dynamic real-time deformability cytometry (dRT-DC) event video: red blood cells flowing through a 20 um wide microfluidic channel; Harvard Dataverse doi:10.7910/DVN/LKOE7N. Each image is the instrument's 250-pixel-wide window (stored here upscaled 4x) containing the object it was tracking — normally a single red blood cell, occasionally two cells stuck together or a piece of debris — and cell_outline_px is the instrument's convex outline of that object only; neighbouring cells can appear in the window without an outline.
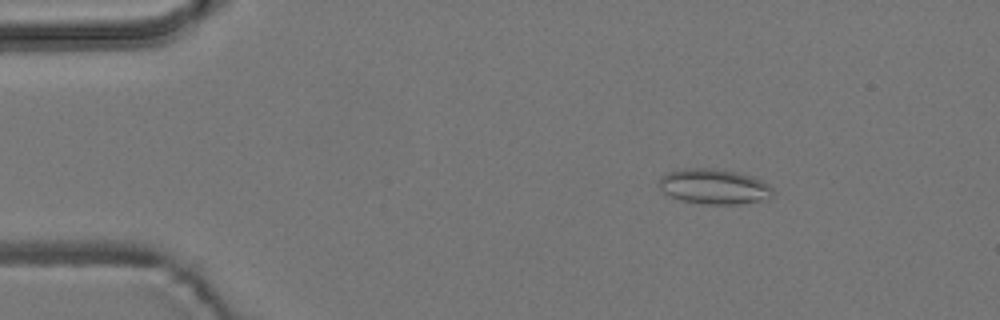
{"species": "common noctule bat (a hibernating species)", "species_latin": "Nyctalus noctula", "temperature_condition": "room temperature", "stored_images_in_passage": 44, "camera_frame_rate_fps": 3000, "um_per_image_px": 0.085, "animal": {"sex": "male", "body_mass_g": 19.2, "forearm_length_mm": 51.8}, "frame": {"image": 1, "passage_image": 3, "time_ms": 0.667, "image_size_px": [1000, 320], "cell_outline_px": [[776, 192], [768, 200], [736, 204], [704, 204], [680, 200], [664, 192], [656, 184], [660, 176], [668, 172], [684, 168], [716, 168], [736, 172], [752, 176], [768, 184]], "centroid_in_image_um": [60.7, 15.85], "position_along_channel_um": 24.3, "area_um2": 23.64}}
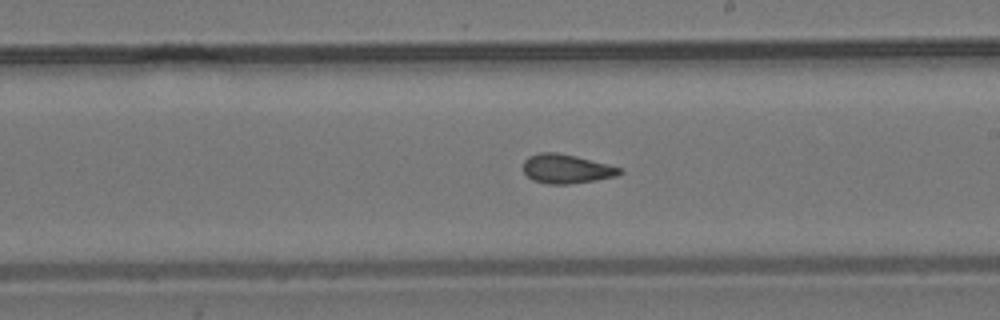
{"frame": {"image": 2, "passage_image": 26, "time_ms": 8.333, "image_size_px": [1000, 320], "cell_outline_px": [[624, 172], [616, 176], [596, 180], [568, 184], [548, 184], [532, 180], [524, 172], [524, 160], [528, 156], [540, 152], [556, 152], [576, 156], [608, 164], [620, 168]], "centroid_in_image_um": [48.14, 14.35], "position_along_channel_um": 240.9, "area_um2": 16.36}}
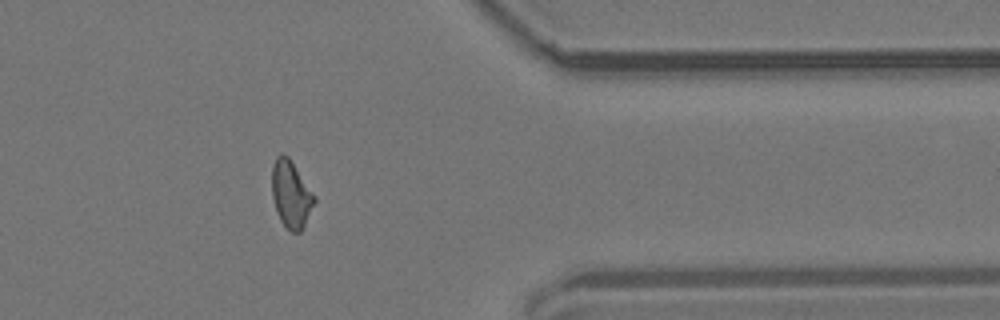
{"frame": {"image": 3, "passage_image": 39, "time_ms": 12.667, "image_size_px": [1000, 320], "cell_outline_px": [[316, 200], [300, 232], [292, 232], [280, 220], [272, 196], [272, 168], [276, 156], [280, 152], [284, 152], [288, 156], [316, 196]], "centroid_in_image_um": [24.73, 16.46], "position_along_channel_um": 386.7, "area_um2": 16.42}}